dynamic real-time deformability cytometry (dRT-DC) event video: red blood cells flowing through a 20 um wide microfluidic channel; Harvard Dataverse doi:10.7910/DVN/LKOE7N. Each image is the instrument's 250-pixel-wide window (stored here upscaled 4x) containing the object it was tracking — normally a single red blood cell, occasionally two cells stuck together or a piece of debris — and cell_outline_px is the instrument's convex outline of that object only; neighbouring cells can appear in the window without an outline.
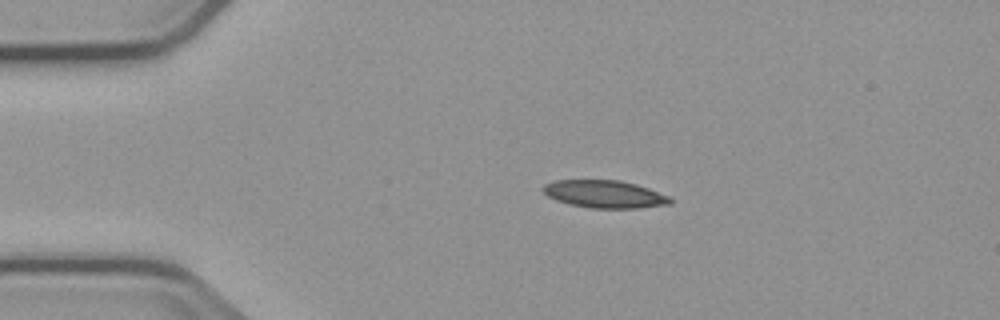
{"species": "common noctule bat (a hibernating species)", "species_latin": "Nyctalus noctula", "temperature_condition": "cold", "stored_images_in_passage": 6, "camera_frame_rate_fps": 3000, "um_per_image_px": 0.085, "animal": {"sex": "male", "body_mass_g": 23.1, "forearm_length_mm": 52.7}, "frame": {"image": 1, "passage_image": 3, "time_ms": 2.333, "image_size_px": [1000, 320], "cell_outline_px": [[672, 204], [640, 208], [592, 208], [568, 204], [556, 200], [548, 196], [544, 192], [544, 184], [556, 180], [620, 180], [636, 184], [648, 188], [668, 196], [672, 200]], "centroid_in_image_um": [51.41, 16.5], "position_along_channel_um": 33.6, "area_um2": 20.4}}
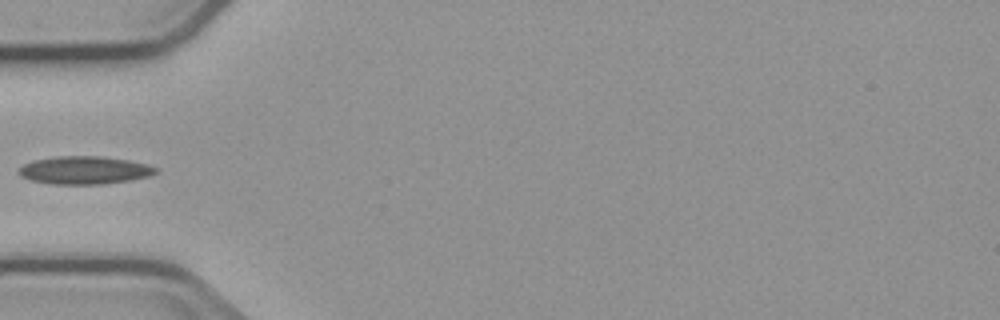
{"frame": {"image": 2, "passage_image": 5, "time_ms": 4.667, "image_size_px": [1000, 320], "cell_outline_px": [[160, 172], [148, 176], [132, 180], [100, 184], [52, 184], [32, 180], [20, 176], [16, 172], [24, 164], [32, 160], [56, 156], [100, 156], [128, 160], [148, 164], [160, 168]], "centroid_in_image_um": [7.21, 14.46], "position_along_channel_um": 77.8, "area_um2": 22.48}}
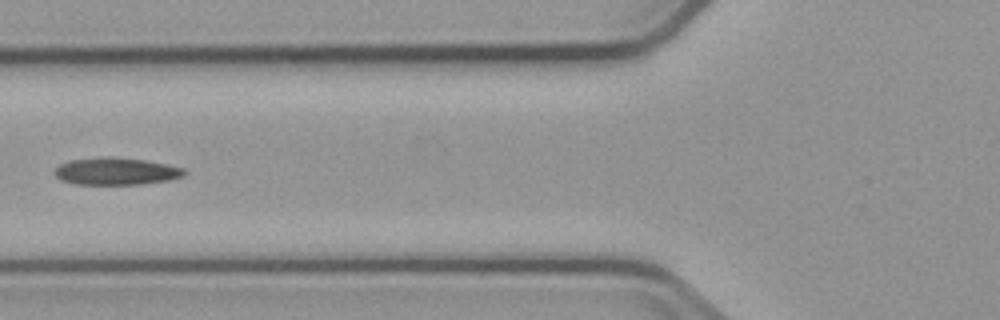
{"frame": {"image": 3, "passage_image": 6, "time_ms": 5.667, "image_size_px": [1000, 320], "cell_outline_px": [[188, 172], [184, 176], [168, 180], [140, 184], [76, 184], [60, 180], [52, 172], [60, 164], [68, 160], [108, 156], [112, 156], [144, 160], [184, 168]], "centroid_in_image_um": [9.84, 14.55], "position_along_channel_um": 116.0, "area_um2": 20.63}}